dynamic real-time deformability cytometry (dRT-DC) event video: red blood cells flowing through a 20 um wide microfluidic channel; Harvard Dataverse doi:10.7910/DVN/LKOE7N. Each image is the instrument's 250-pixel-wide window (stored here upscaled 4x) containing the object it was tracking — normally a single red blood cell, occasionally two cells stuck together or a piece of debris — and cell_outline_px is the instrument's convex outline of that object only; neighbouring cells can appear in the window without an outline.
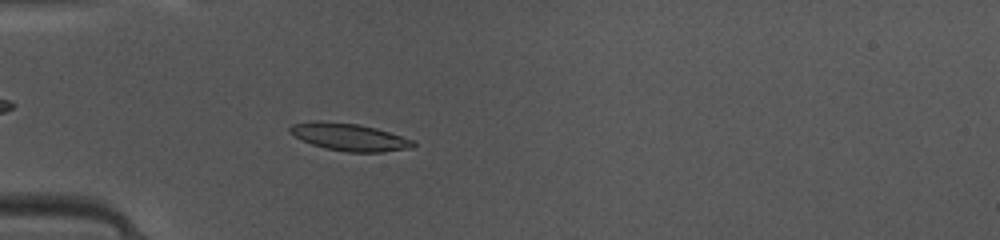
{"species": "common noctule bat (a hibernating species)", "species_latin": "Nyctalus noctula", "temperature_condition": "warm", "stored_images_in_passage": 34, "camera_frame_rate_fps": 3000, "um_per_image_px": 0.085, "animal": {"sex": "female", "body_mass_g": 10.0, "forearm_length_mm": 53.1}, "frame": {"image": 1, "passage_image": 4, "time_ms": 1.0, "image_size_px": [1000, 240], "cell_outline_px": [[416, 144], [412, 148], [380, 152], [348, 152], [324, 148], [312, 144], [288, 132], [288, 128], [292, 124], [316, 120], [320, 120], [360, 124], [376, 128], [416, 140]], "centroid_in_image_um": [29.72, 11.64], "position_along_channel_um": 55.3, "area_um2": 19.83}}
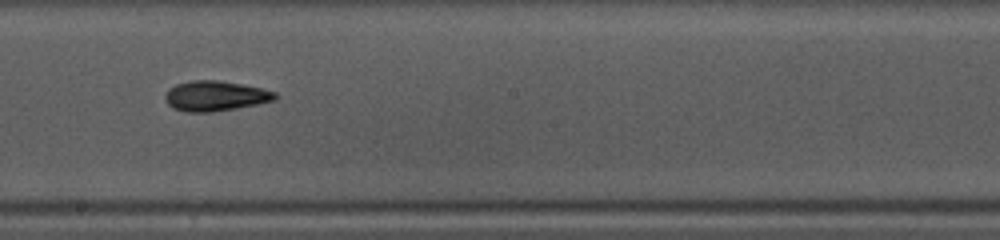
{"frame": {"image": 2, "passage_image": 17, "time_ms": 5.333, "image_size_px": [1000, 240], "cell_outline_px": [[280, 96], [276, 100], [236, 108], [212, 112], [184, 112], [172, 108], [164, 100], [164, 96], [168, 88], [176, 84], [192, 80], [216, 80], [240, 84], [260, 88], [276, 92]], "centroid_in_image_um": [18.27, 8.16], "position_along_channel_um": 229.9, "area_um2": 19.42}}
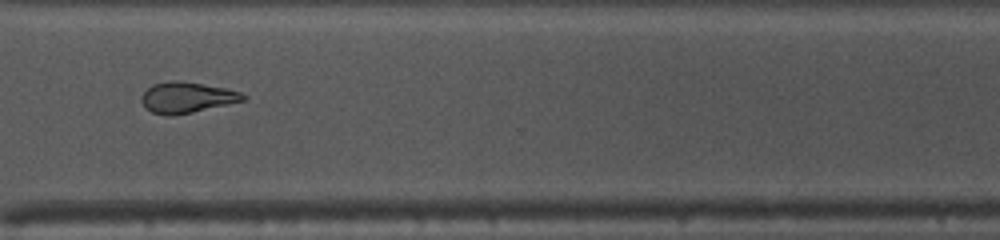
{"frame": {"image": 3, "passage_image": 26, "time_ms": 8.333, "image_size_px": [1000, 240], "cell_outline_px": [[248, 100], [192, 112], [172, 116], [164, 116], [152, 112], [144, 108], [140, 100], [140, 96], [152, 84], [172, 80], [180, 80], [224, 88], [240, 92], [248, 96]], "centroid_in_image_um": [15.86, 8.29], "position_along_channel_um": 354.7, "area_um2": 18.5}, "authors_computed_cell_mechanics": {"area_um2": 18.7272, "velocity_mm_per_s": 4.1783, "shape_relaxation_time_tau1_ms": 4.389, "shape_relaxation_time_tau2_ms": 7.193, "deformation_change_tau1": 0.1399, "deformation_change_tau2": 0.133}}